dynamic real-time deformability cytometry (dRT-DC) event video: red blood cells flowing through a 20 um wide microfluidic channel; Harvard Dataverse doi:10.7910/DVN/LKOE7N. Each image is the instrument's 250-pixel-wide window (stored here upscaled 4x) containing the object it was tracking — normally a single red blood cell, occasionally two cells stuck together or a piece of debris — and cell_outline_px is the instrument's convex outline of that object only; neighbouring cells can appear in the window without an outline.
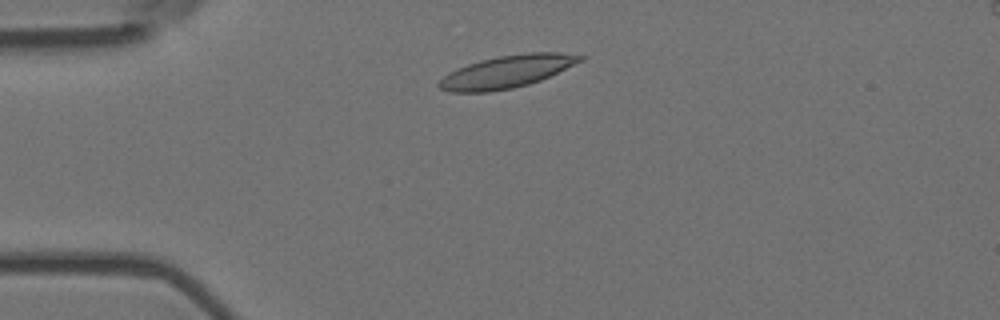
{"species": "Egyptian fruit bat (a non-hibernating species)", "species_latin": "Rousettus aegyptiacus", "temperature_condition": "room temperature", "stored_images_in_passage": 5, "camera_frame_rate_fps": 3000, "um_per_image_px": 0.085, "animal": {"sex": "female"}, "frame": {"image": 1, "passage_image": 2, "time_ms": 0.333, "image_size_px": [1000, 320], "cell_outline_px": [[588, 56], [584, 60], [540, 80], [528, 84], [512, 88], [488, 92], [448, 92], [440, 88], [436, 84], [448, 72], [468, 64], [480, 60], [500, 56], [528, 52], [560, 52]], "centroid_in_image_um": [43.09, 6.08], "position_along_channel_um": 41.9, "area_um2": 26.65}}
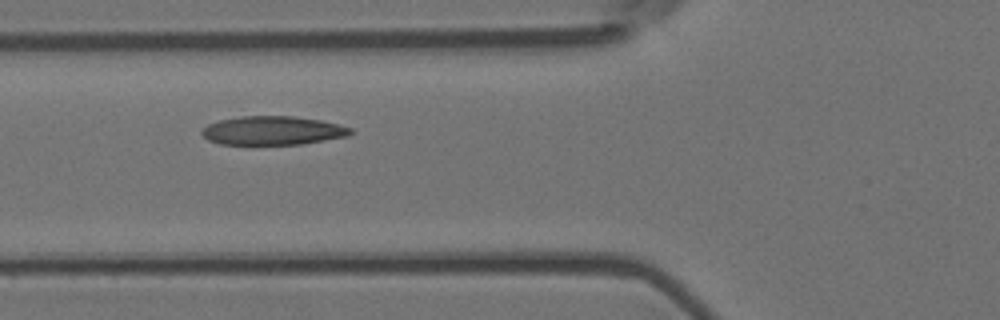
{"frame": {"image": 2, "passage_image": 4, "time_ms": 1.0, "image_size_px": [1000, 320], "cell_outline_px": [[352, 132], [348, 136], [304, 144], [220, 144], [208, 140], [200, 132], [208, 124], [220, 120], [240, 116], [292, 116], [320, 120], [352, 128]], "centroid_in_image_um": [23.18, 11.1], "position_along_channel_um": 102.6, "area_um2": 24.8}}
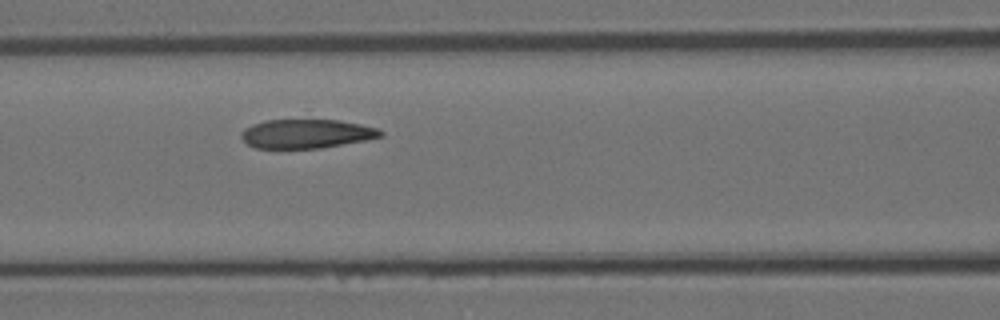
{"frame": {"image": 3, "passage_image": 5, "time_ms": 1.333, "image_size_px": [1000, 320], "cell_outline_px": [[384, 136], [364, 140], [320, 148], [256, 148], [248, 144], [240, 136], [240, 132], [244, 128], [252, 124], [264, 120], [340, 120], [360, 124], [376, 128], [384, 132]], "centroid_in_image_um": [26.02, 11.36], "position_along_channel_um": 140.6, "area_um2": 23.47}}